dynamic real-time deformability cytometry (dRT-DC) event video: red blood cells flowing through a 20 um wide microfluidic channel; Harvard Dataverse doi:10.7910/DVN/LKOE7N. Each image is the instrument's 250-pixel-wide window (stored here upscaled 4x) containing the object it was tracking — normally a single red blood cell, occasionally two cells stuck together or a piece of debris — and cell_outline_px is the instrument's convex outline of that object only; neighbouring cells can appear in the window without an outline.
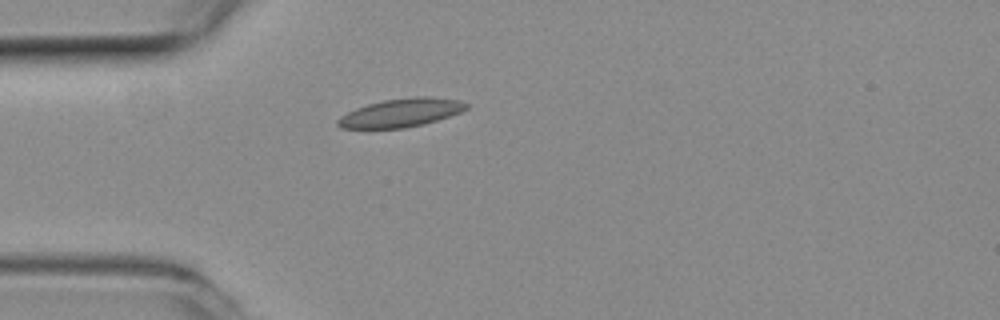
{"species": "common noctule bat (a hibernating species)", "species_latin": "Nyctalus noctula", "temperature_condition": "room temperature", "stored_images_in_passage": 40, "camera_frame_rate_fps": 3000, "um_per_image_px": 0.085, "animal": {"sex": "female", "body_mass_g": 19.3, "forearm_length_mm": 54.1}, "frame": {"image": 1, "passage_image": 1, "time_ms": 0.0, "image_size_px": [1000, 320], "cell_outline_px": [[468, 108], [460, 112], [424, 124], [404, 128], [340, 128], [336, 124], [336, 120], [340, 116], [356, 108], [368, 104], [384, 100], [412, 96], [432, 96], [460, 100], [468, 104]], "centroid_in_image_um": [34.09, 9.57], "position_along_channel_um": 50.9, "area_um2": 21.33}}
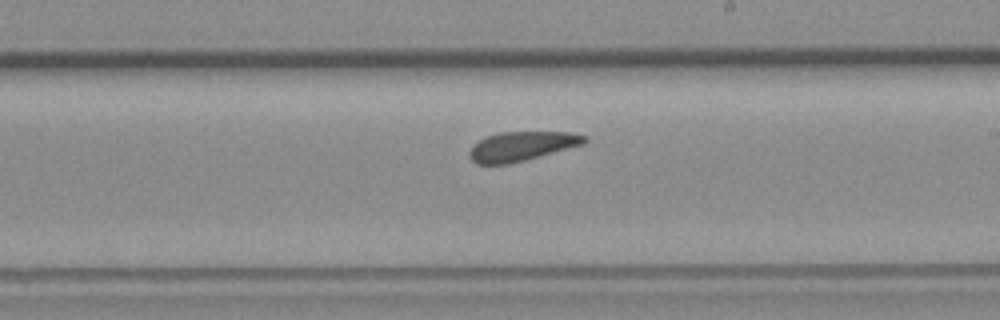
{"frame": {"image": 2, "passage_image": 17, "time_ms": 5.333, "image_size_px": [1000, 320], "cell_outline_px": [[588, 140], [584, 144], [540, 156], [508, 164], [476, 164], [468, 156], [468, 152], [472, 144], [488, 136], [500, 132], [568, 132], [588, 136]], "centroid_in_image_um": [44.33, 12.43], "position_along_channel_um": 244.7, "area_um2": 19.65}}
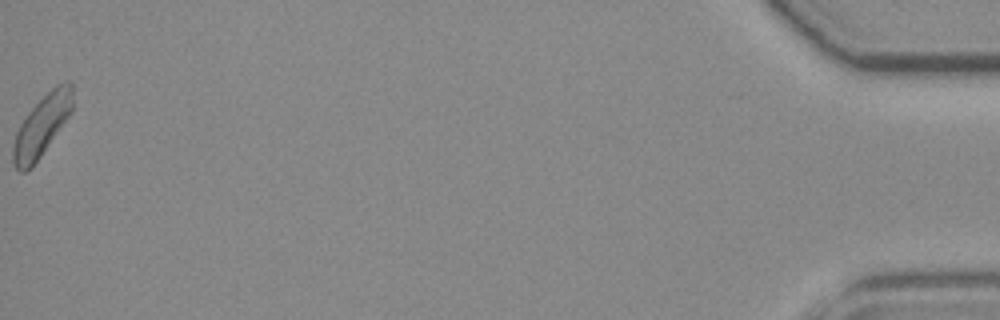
{"frame": {"image": 3, "passage_image": 40, "time_ms": 13.0, "image_size_px": [1000, 320], "cell_outline_px": [[72, 112], [32, 168], [24, 172], [20, 172], [16, 168], [12, 160], [12, 148], [16, 132], [20, 124], [28, 112], [56, 84], [64, 80], [72, 80]], "centroid_in_image_um": [3.56, 10.68], "position_along_channel_um": 431.6, "area_um2": 21.15}, "authors_computed_cell_mechanics": {"area_um2": 20.2589, "velocity_mm_per_s": 3.8224, "shape_relaxation_time_tau1_ms": 10.6645, "shape_relaxation_time_tau2_ms": null, "deformation_change_tau1": 0.1338, "deformation_change_tau2": null}}